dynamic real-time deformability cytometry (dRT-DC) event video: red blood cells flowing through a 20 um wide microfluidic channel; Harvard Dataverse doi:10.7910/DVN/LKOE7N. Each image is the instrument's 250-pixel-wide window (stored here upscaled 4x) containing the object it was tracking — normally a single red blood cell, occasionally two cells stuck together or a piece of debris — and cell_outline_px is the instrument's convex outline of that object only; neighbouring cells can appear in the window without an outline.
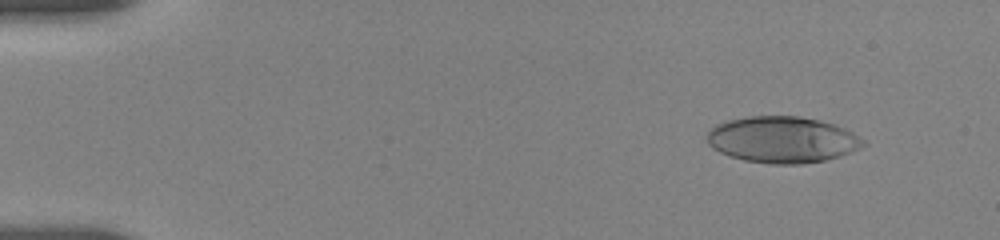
{"species": "human", "species_latin": "Homo sapiens", "temperature_condition": "room temperature", "stored_images_in_passage": 7, "camera_frame_rate_fps": 3000, "um_per_image_px": 0.085, "donor": {"sex": "female"}, "frame": {"image": 1, "passage_image": 2, "time_ms": 0.667, "image_size_px": [1000, 240], "cell_outline_px": [[868, 144], [852, 152], [840, 156], [824, 160], [800, 164], [772, 164], [744, 160], [720, 152], [712, 148], [708, 144], [708, 132], [716, 124], [728, 120], [748, 116], [800, 116], [820, 120], [844, 128], [852, 132], [864, 140]], "centroid_in_image_um": [66.52, 11.87], "position_along_channel_um": 18.5, "area_um2": 42.14}}
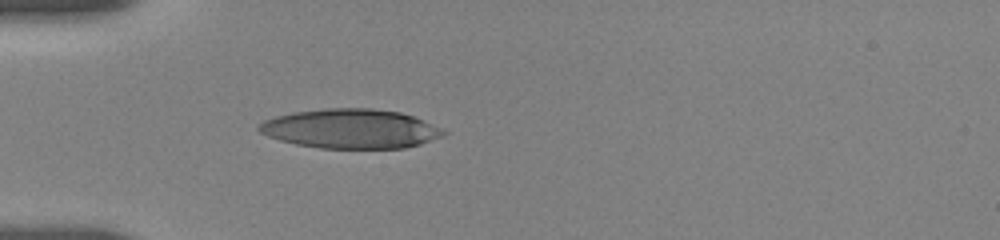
{"frame": {"image": 2, "passage_image": 7, "time_ms": 4.333, "image_size_px": [1000, 240], "cell_outline_px": [[448, 132], [440, 136], [420, 144], [404, 148], [320, 148], [296, 144], [280, 140], [268, 136], [260, 132], [256, 128], [264, 120], [276, 116], [292, 112], [328, 108], [372, 108], [400, 112], [412, 116], [440, 128]], "centroid_in_image_um": [29.76, 10.94], "position_along_channel_um": 55.2, "area_um2": 42.02}}